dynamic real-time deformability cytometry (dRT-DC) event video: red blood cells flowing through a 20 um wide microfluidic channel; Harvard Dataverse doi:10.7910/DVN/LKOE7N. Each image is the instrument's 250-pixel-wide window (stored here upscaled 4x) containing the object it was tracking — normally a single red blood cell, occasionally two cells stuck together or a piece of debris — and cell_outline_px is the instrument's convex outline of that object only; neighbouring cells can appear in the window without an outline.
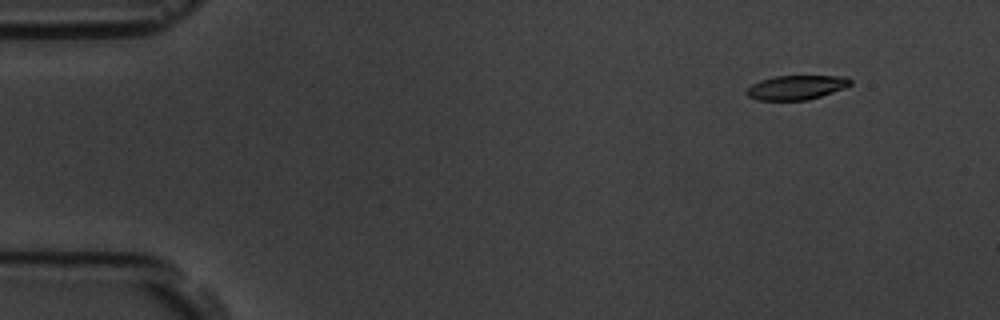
{"species": "common noctule bat (a hibernating species)", "species_latin": "Nyctalus noctula", "temperature_condition": "room temperature", "stored_images_in_passage": 5, "camera_frame_rate_fps": 3000, "um_per_image_px": 0.085, "animal": {"sex": "male", "body_mass_g": 19.5, "forearm_length_mm": 54.6}, "frame": {"image": 1, "passage_image": 2, "time_ms": 1.333, "image_size_px": [1000, 320], "cell_outline_px": [[852, 84], [844, 88], [808, 100], [760, 100], [748, 96], [744, 92], [752, 84], [760, 80], [776, 76], [848, 76], [852, 80]], "centroid_in_image_um": [67.7, 7.42], "position_along_channel_um": 17.3, "area_um2": 14.68}}
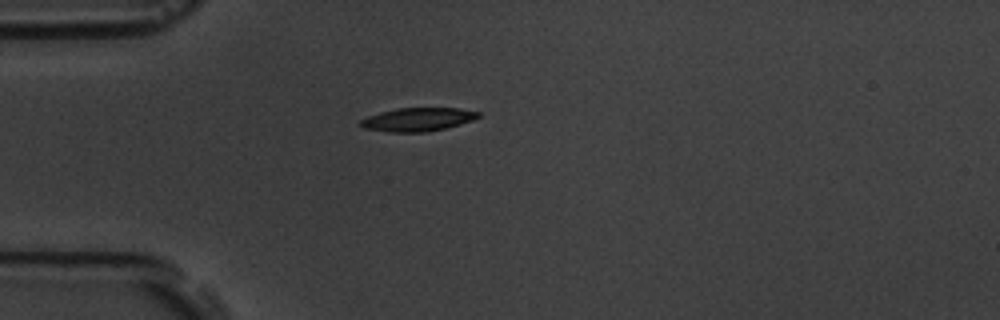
{"frame": {"image": 2, "passage_image": 5, "time_ms": 4.667, "image_size_px": [1000, 320], "cell_outline_px": [[480, 116], [472, 120], [460, 124], [444, 128], [424, 132], [392, 132], [364, 128], [356, 124], [360, 120], [368, 116], [380, 112], [396, 108], [460, 108], [480, 112]], "centroid_in_image_um": [35.48, 10.14], "position_along_channel_um": 49.5, "area_um2": 16.07}}